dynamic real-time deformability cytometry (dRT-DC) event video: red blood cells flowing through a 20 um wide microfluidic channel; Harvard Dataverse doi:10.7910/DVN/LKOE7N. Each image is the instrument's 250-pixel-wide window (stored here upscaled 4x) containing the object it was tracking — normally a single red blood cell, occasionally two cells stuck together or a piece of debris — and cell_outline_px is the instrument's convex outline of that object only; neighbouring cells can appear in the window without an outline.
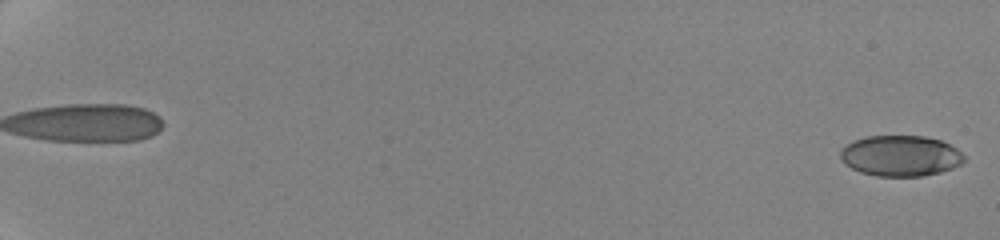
{"species": "human", "species_latin": "Homo sapiens", "temperature_condition": "cold", "stored_images_in_passage": 64, "camera_frame_rate_fps": 3000, "um_per_image_px": 0.085, "donor": {"sex": "female"}, "frame": {"image": 1, "passage_image": 1, "time_ms": 0.0, "image_size_px": [1000, 240], "cell_outline_px": [[964, 160], [960, 164], [952, 168], [940, 172], [924, 176], [876, 176], [860, 172], [844, 164], [840, 160], [840, 152], [852, 140], [868, 136], [924, 136], [940, 140], [956, 148], [964, 156]], "centroid_in_image_um": [76.52, 13.25], "position_along_channel_um": 8.5, "area_um2": 29.36}}
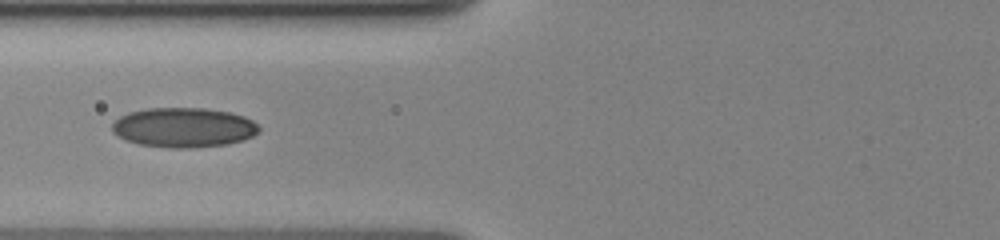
{"frame": {"image": 2, "passage_image": 35, "time_ms": 9.333, "image_size_px": [1000, 240], "cell_outline_px": [[260, 132], [244, 140], [228, 144], [192, 148], [168, 148], [136, 144], [124, 140], [116, 136], [112, 132], [112, 124], [120, 116], [128, 112], [148, 108], [204, 108], [228, 112], [244, 116], [252, 120], [260, 128]], "centroid_in_image_um": [15.58, 10.85], "position_along_channel_um": 110.2, "area_um2": 34.33}}
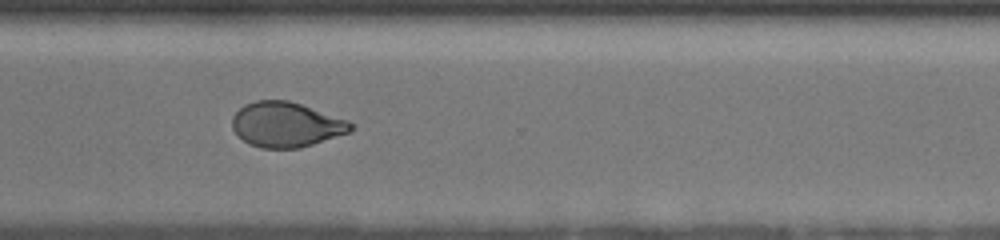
{"frame": {"image": 3, "passage_image": 63, "time_ms": 16.0, "image_size_px": [1000, 240], "cell_outline_px": [[352, 128], [348, 132], [300, 148], [260, 148], [248, 144], [232, 128], [232, 116], [244, 104], [256, 100], [288, 100], [348, 120], [352, 124]], "centroid_in_image_um": [24.28, 10.58], "position_along_channel_um": 346.3, "area_um2": 30.75}}